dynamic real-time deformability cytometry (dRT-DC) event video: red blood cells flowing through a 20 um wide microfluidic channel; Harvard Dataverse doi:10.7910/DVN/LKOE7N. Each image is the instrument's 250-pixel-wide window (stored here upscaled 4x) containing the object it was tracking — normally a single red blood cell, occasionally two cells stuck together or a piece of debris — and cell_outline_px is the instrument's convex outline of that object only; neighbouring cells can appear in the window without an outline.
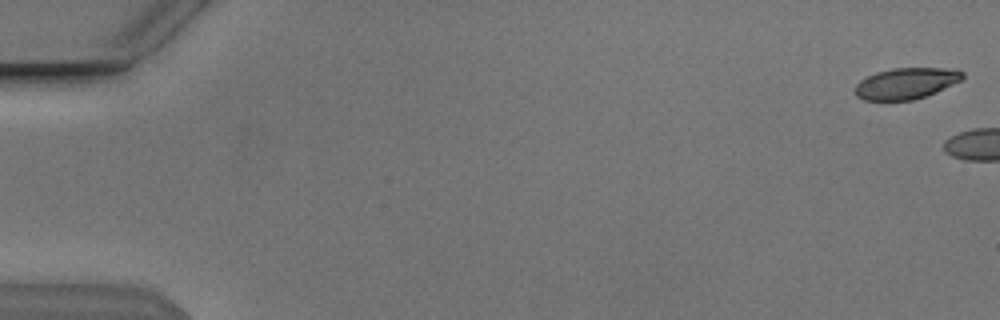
{"species": "Egyptian fruit bat (a non-hibernating species)", "species_latin": "Rousettus aegyptiacus", "temperature_condition": "cold", "stored_images_in_passage": 9, "camera_frame_rate_fps": 3000, "um_per_image_px": 0.085, "animal": {"sex": "male"}, "frame": {"image": 1, "passage_image": 1, "time_ms": 0.0, "image_size_px": [1000, 320], "cell_outline_px": [[964, 76], [960, 80], [936, 92], [912, 100], [864, 100], [856, 96], [856, 84], [860, 80], [876, 72], [892, 68], [956, 68], [964, 72]], "centroid_in_image_um": [77.03, 7.07], "position_along_channel_um": 8.0, "area_um2": 19.42}}